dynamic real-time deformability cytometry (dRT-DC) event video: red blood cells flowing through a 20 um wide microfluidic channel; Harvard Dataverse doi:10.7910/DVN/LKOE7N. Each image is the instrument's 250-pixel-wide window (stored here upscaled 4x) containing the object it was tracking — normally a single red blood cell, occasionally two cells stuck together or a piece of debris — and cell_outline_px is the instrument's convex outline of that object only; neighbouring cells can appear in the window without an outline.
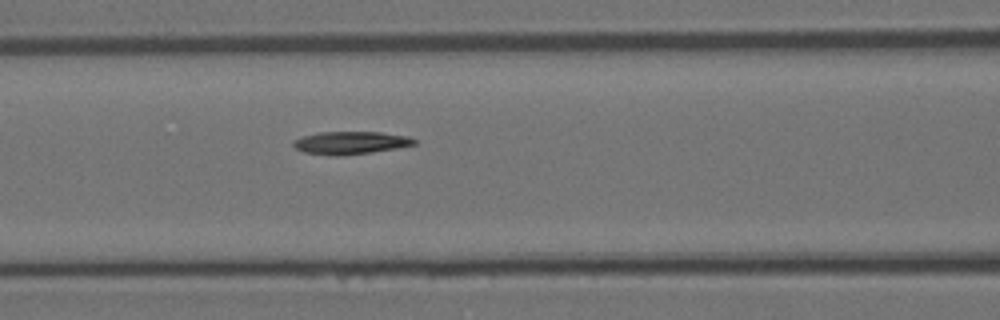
{"species": "Egyptian fruit bat (a non-hibernating species)", "species_latin": "Rousettus aegyptiacus", "temperature_condition": "room temperature", "stored_images_in_passage": 43, "camera_frame_rate_fps": 3000, "um_per_image_px": 0.085, "animal": {"sex": "female"}, "frame": {"image": 1, "passage_image": 15, "time_ms": 4.667, "image_size_px": [1000, 320], "cell_outline_px": [[412, 140], [408, 144], [360, 152], [316, 152], [304, 148], [296, 144], [316, 136], [344, 132], [360, 132], [392, 136]], "centroid_in_image_um": [29.88, 12.1], "position_along_channel_um": 136.7, "area_um2": 11.68}}
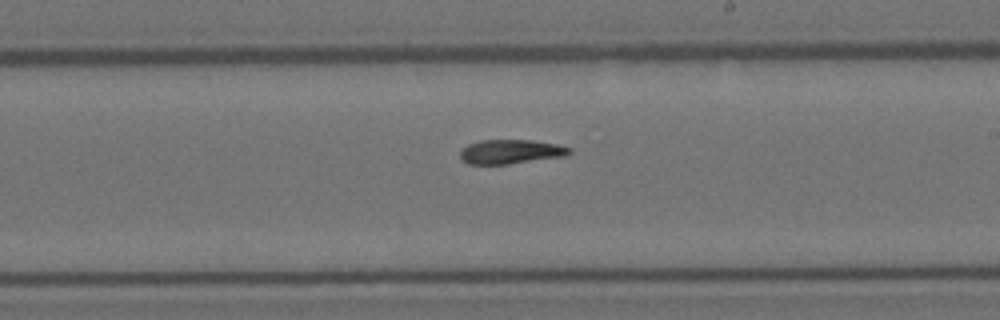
{"frame": {"image": 2, "passage_image": 24, "time_ms": 7.667, "image_size_px": [1000, 320], "cell_outline_px": [[564, 152], [516, 160], [488, 164], [468, 160], [464, 156], [464, 152], [468, 148], [480, 144], [544, 144], [564, 148]], "centroid_in_image_um": [43.21, 12.94], "position_along_channel_um": 245.8, "area_um2": 10.17}}
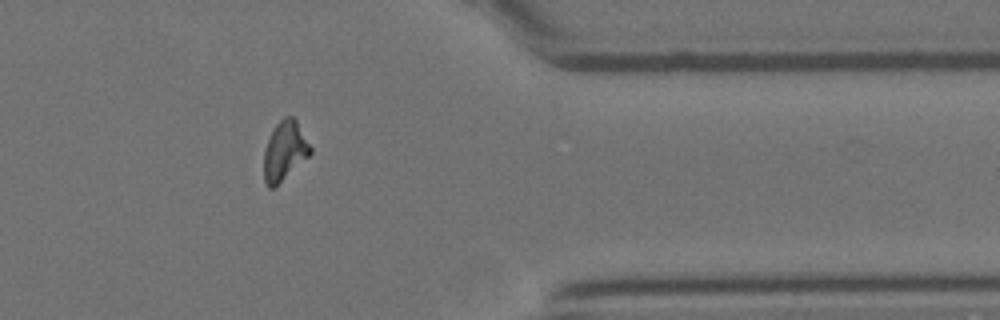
{"frame": {"image": 3, "passage_image": 37, "time_ms": 12.0, "image_size_px": [1000, 320], "cell_outline_px": [[308, 152], [276, 184], [268, 184], [264, 168], [264, 164], [268, 148], [272, 136], [292, 120], [308, 148]], "centroid_in_image_um": [24.14, 12.99], "position_along_channel_um": 387.3, "area_um2": 11.96}}